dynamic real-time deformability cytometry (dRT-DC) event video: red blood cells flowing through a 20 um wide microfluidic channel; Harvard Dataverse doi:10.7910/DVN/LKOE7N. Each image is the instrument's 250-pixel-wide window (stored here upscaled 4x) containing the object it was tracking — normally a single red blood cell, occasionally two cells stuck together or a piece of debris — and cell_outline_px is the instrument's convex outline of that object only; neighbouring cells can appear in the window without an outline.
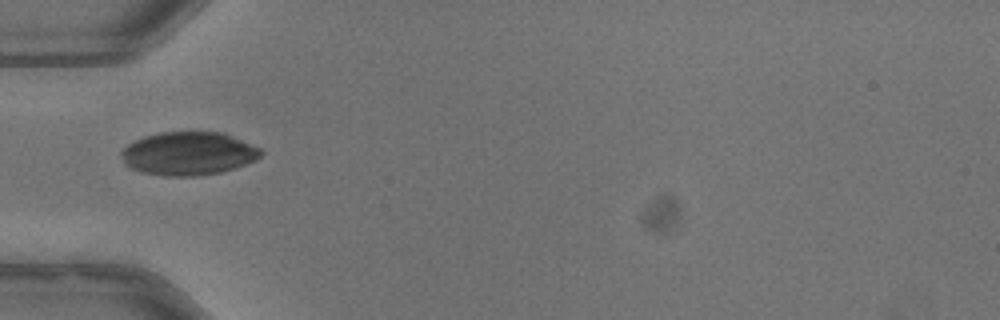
{"species": "common noctule bat (a hibernating species)", "species_latin": "Nyctalus noctula", "temperature_condition": "warm", "stored_images_in_passage": 19, "camera_frame_rate_fps": 3000, "um_per_image_px": 0.085, "animal": {"sex": "male", "body_mass_g": 13.3}, "frame": {"image": 1, "passage_image": 1, "time_ms": 0.0, "image_size_px": [1000, 320], "cell_outline_px": [[264, 152], [256, 160], [236, 168], [220, 172], [196, 176], [164, 176], [140, 172], [124, 164], [120, 156], [120, 152], [128, 144], [144, 136], [160, 132], [224, 132], [264, 148]], "centroid_in_image_um": [16.05, 13.05], "position_along_channel_um": 68.9, "area_um2": 35.72}}
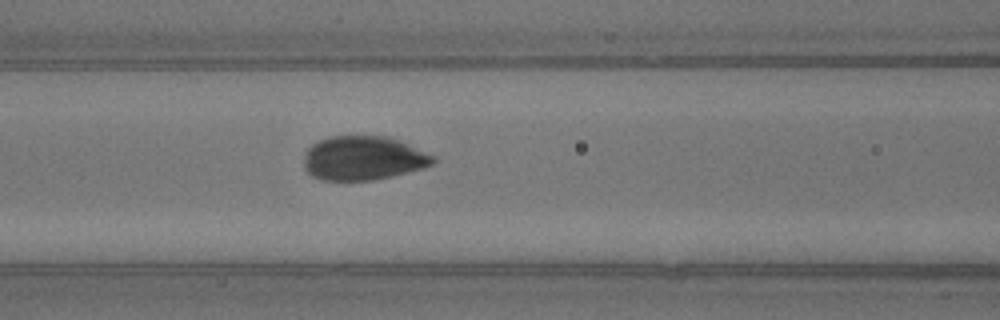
{"frame": {"image": 2, "passage_image": 6, "time_ms": 1.667, "image_size_px": [1000, 320], "cell_outline_px": [[436, 164], [424, 168], [372, 180], [324, 180], [312, 176], [304, 168], [304, 152], [316, 140], [328, 136], [388, 136], [400, 140], [436, 156]], "centroid_in_image_um": [30.89, 13.43], "position_along_channel_um": 135.7, "area_um2": 33.52}}
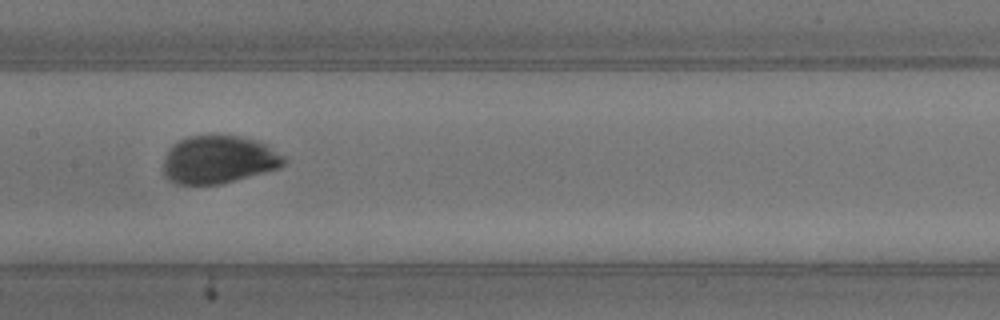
{"frame": {"image": 3, "passage_image": 10, "time_ms": 3.0, "image_size_px": [1000, 320], "cell_outline_px": [[288, 160], [280, 168], [220, 184], [176, 184], [168, 180], [164, 176], [164, 160], [168, 148], [172, 144], [188, 136], [240, 136], [256, 140], [264, 144], [284, 156]], "centroid_in_image_um": [18.57, 13.58], "position_along_channel_um": 188.8, "area_um2": 33.58}}